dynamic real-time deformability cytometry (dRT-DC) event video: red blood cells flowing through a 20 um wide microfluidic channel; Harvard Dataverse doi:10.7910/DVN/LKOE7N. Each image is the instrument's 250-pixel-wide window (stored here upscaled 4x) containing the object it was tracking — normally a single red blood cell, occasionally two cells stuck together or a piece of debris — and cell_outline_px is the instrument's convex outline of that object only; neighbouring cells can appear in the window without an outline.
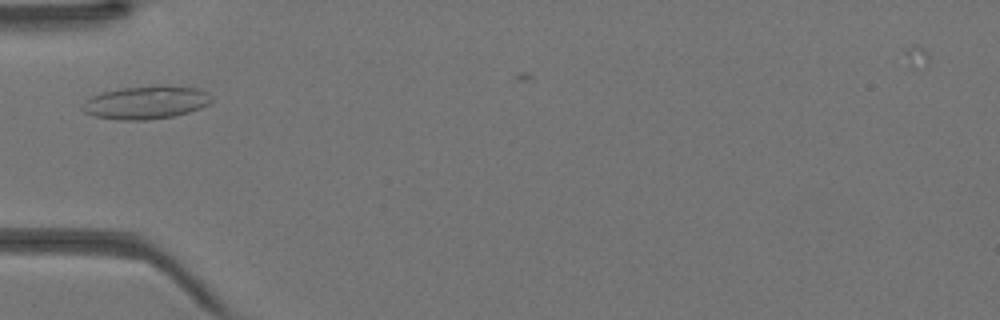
{"species": "Egyptian fruit bat (a non-hibernating species)", "species_latin": "Rousettus aegyptiacus", "temperature_condition": "warm", "stored_images_in_passage": 30, "camera_frame_rate_fps": 3000, "um_per_image_px": 0.085, "animal": {"sex": "female"}, "frame": {"image": 1, "passage_image": 1, "time_ms": 0.0, "image_size_px": [1000, 320], "cell_outline_px": [[212, 100], [208, 104], [200, 108], [188, 112], [172, 116], [144, 120], [116, 120], [92, 116], [84, 112], [80, 108], [92, 96], [100, 92], [120, 88], [196, 88], [208, 92]], "centroid_in_image_um": [12.34, 8.76], "position_along_channel_um": 72.7, "area_um2": 23.99}}
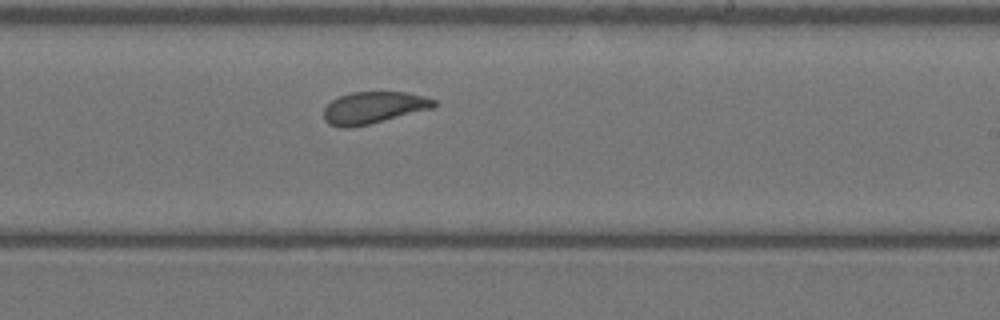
{"frame": {"image": 2, "passage_image": 13, "time_ms": 4.0, "image_size_px": [1000, 320], "cell_outline_px": [[436, 104], [432, 108], [368, 124], [348, 128], [340, 128], [328, 124], [324, 120], [324, 108], [332, 100], [340, 96], [352, 92], [408, 92], [424, 96], [436, 100]], "centroid_in_image_um": [31.72, 9.15], "position_along_channel_um": 257.3, "area_um2": 20.35}}
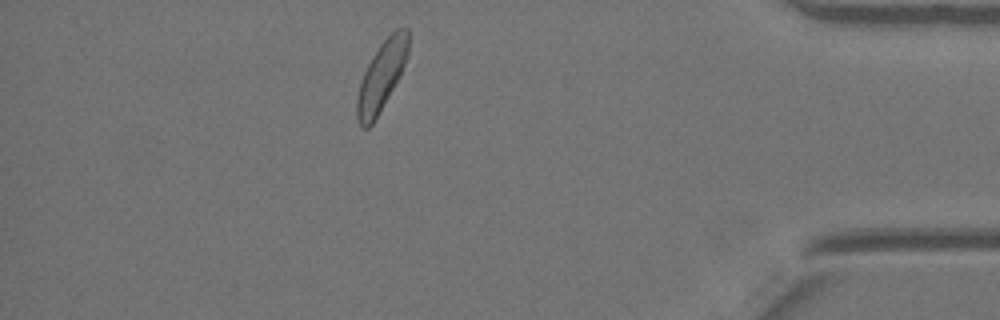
{"frame": {"image": 3, "passage_image": 25, "time_ms": 8.0, "image_size_px": [1000, 320], "cell_outline_px": [[408, 52], [400, 76], [372, 124], [368, 128], [364, 128], [360, 124], [356, 116], [356, 100], [360, 84], [364, 72], [372, 56], [380, 44], [396, 28], [408, 28]], "centroid_in_image_um": [32.42, 6.46], "position_along_channel_um": 402.8, "area_um2": 20.29}}